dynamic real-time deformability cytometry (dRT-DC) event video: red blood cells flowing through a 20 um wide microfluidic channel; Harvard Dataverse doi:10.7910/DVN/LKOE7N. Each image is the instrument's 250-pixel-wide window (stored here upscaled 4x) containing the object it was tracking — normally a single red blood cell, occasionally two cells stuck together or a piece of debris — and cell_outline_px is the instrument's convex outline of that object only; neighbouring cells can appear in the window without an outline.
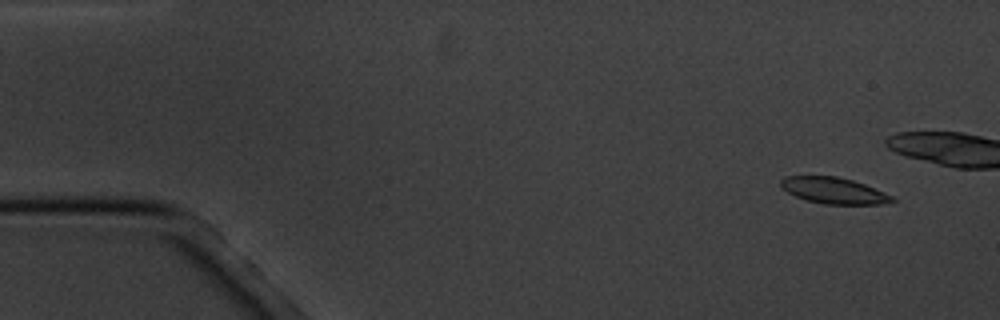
{"species": "common noctule bat (a hibernating species)", "species_latin": "Nyctalus noctula", "temperature_condition": "cold", "stored_images_in_passage": 3, "camera_frame_rate_fps": 3000, "um_per_image_px": 0.085, "animal": {"sex": "male", "body_mass_g": 20.1, "forearm_length_mm": 53.5}, "frame": {"image": 1, "passage_image": 1, "time_ms": 0.0, "image_size_px": [1000, 320], "cell_outline_px": [[896, 200], [880, 204], [824, 204], [808, 200], [796, 196], [788, 192], [780, 184], [780, 180], [784, 176], [836, 176], [852, 180], [864, 184], [892, 196]], "centroid_in_image_um": [70.85, 16.19], "position_along_channel_um": 14.1, "area_um2": 16.7}}